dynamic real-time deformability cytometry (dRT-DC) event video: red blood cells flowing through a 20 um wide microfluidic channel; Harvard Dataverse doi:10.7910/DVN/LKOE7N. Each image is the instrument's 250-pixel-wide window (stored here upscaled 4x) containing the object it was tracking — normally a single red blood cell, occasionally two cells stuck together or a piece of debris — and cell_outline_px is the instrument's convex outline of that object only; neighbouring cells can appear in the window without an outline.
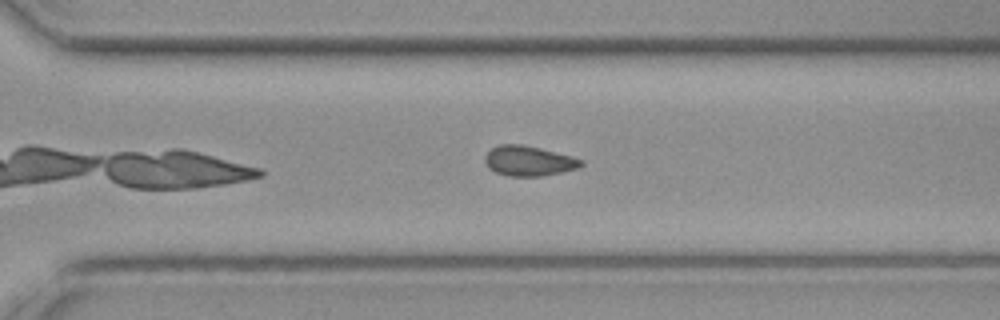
{"species": "common noctule bat (a hibernating species)", "species_latin": "Nyctalus noctula", "temperature_condition": "cold", "stored_images_in_passage": 10, "camera_frame_rate_fps": 3000, "um_per_image_px": 0.085, "animal": {"sex": "female", "body_mass_g": 19.3, "forearm_length_mm": 54.1}, "frame": {"image": 1, "passage_image": 10, "time_ms": 3.0, "image_size_px": [1000, 320], "cell_outline_px": [[584, 164], [576, 168], [564, 172], [540, 176], [508, 176], [496, 172], [488, 168], [484, 160], [484, 156], [492, 148], [500, 144], [520, 144], [540, 148], [584, 160]], "centroid_in_image_um": [44.92, 13.68], "position_along_channel_um": 325.7, "area_um2": 16.76}}